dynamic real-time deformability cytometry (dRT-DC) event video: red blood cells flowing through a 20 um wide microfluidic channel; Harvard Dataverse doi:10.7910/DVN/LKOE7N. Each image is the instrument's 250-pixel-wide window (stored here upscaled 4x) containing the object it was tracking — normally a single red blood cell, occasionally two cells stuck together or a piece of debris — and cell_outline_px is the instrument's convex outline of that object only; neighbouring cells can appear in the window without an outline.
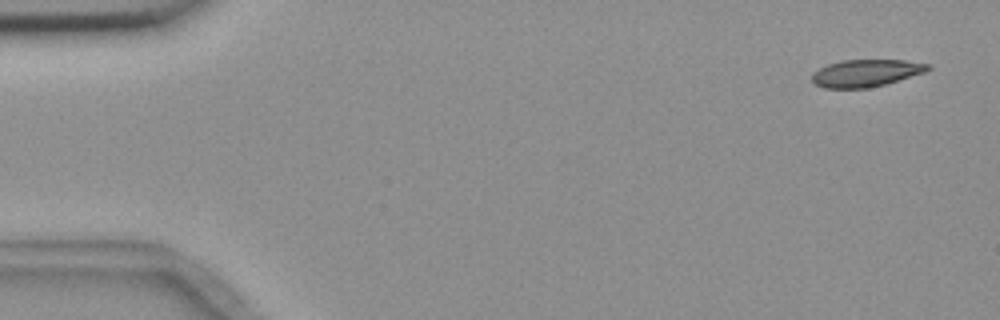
{"species": "common noctule bat (a hibernating species)", "species_latin": "Nyctalus noctula", "temperature_condition": "room temperature", "stored_images_in_passage": 5, "camera_frame_rate_fps": 3000, "um_per_image_px": 0.085, "animal": {"sex": "female", "body_mass_g": 18.4}, "frame": {"image": 1, "passage_image": 1, "time_ms": 0.0, "image_size_px": [1000, 320], "cell_outline_px": [[932, 68], [924, 72], [884, 84], [868, 88], [824, 88], [816, 84], [812, 80], [812, 72], [828, 64], [840, 60], [904, 60], [932, 64]], "centroid_in_image_um": [73.6, 6.2], "position_along_channel_um": 11.4, "area_um2": 18.32}}
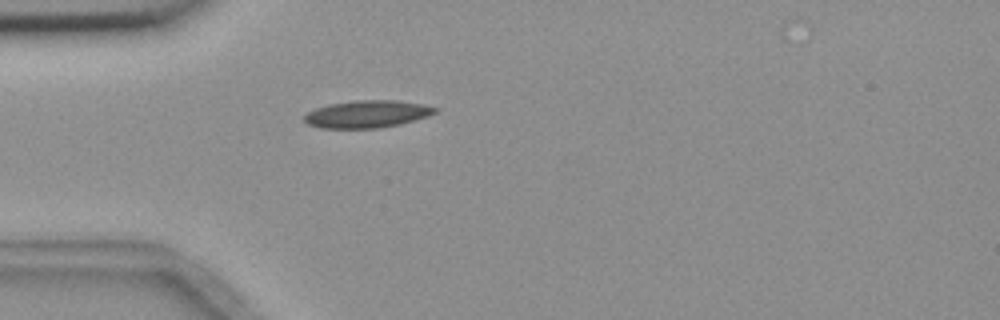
{"frame": {"image": 2, "passage_image": 5, "time_ms": 4.333, "image_size_px": [1000, 320], "cell_outline_px": [[440, 108], [436, 112], [400, 124], [380, 128], [320, 128], [308, 124], [304, 120], [304, 116], [308, 112], [316, 108], [328, 104], [352, 100], [396, 100], [424, 104]], "centroid_in_image_um": [31.18, 9.68], "position_along_channel_um": 53.8, "area_um2": 20.81}}